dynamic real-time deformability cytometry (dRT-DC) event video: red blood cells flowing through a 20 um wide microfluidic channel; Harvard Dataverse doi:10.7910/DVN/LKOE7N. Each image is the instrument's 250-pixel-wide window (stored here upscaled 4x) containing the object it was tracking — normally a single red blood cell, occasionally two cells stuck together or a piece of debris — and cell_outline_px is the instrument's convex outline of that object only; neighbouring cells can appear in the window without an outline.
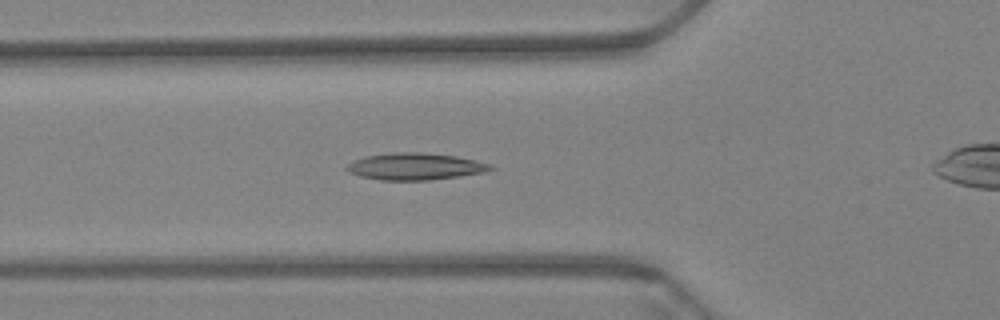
{"species": "Egyptian fruit bat (a non-hibernating species)", "species_latin": "Rousettus aegyptiacus", "temperature_condition": "warm", "stored_images_in_passage": 41, "camera_frame_rate_fps": 3000, "um_per_image_px": 0.085, "animal": {"sex": "female"}, "frame": {"image": 1, "passage_image": 7, "time_ms": 2.0, "image_size_px": [1000, 320], "cell_outline_px": [[496, 168], [484, 172], [460, 176], [428, 180], [380, 180], [360, 176], [348, 172], [344, 168], [348, 164], [364, 156], [392, 152], [420, 152], [456, 156], [488, 164]], "centroid_in_image_um": [35.24, 14.15], "position_along_channel_um": 90.6, "area_um2": 22.37}}
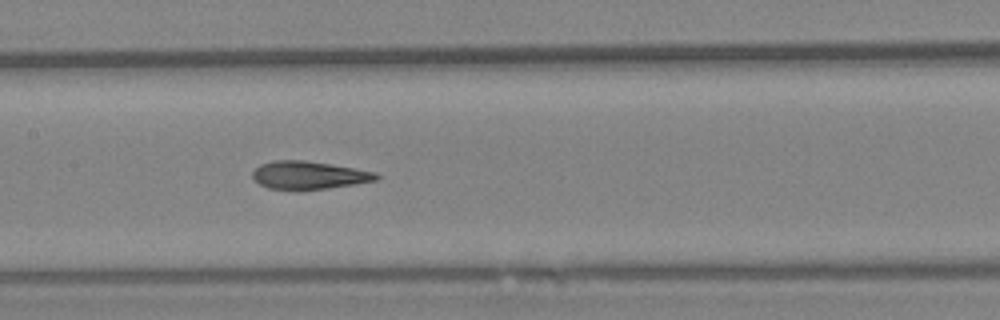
{"frame": {"image": 2, "passage_image": 15, "time_ms": 4.667, "image_size_px": [1000, 320], "cell_outline_px": [[380, 176], [376, 180], [328, 188], [268, 188], [260, 184], [252, 176], [252, 172], [260, 164], [276, 160], [304, 160], [376, 172]], "centroid_in_image_um": [26.24, 14.87], "position_along_channel_um": 181.2, "area_um2": 19.42}}
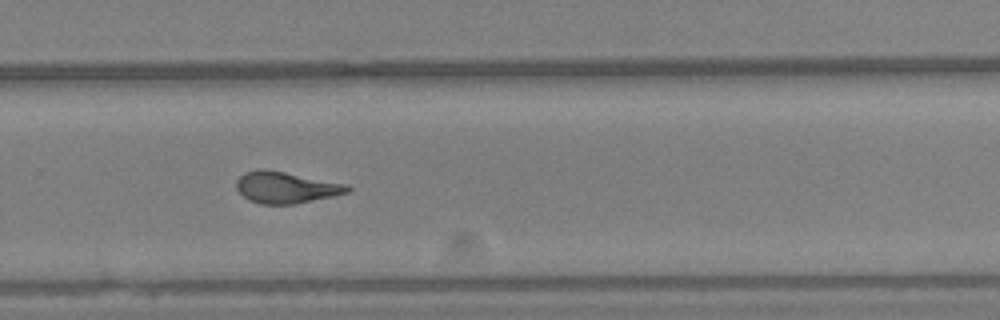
{"frame": {"image": 3, "passage_image": 26, "time_ms": 8.333, "image_size_px": [1000, 320], "cell_outline_px": [[352, 188], [348, 192], [332, 196], [292, 204], [260, 204], [248, 200], [236, 188], [236, 180], [244, 172], [260, 168], [264, 168], [344, 184]], "centroid_in_image_um": [24.23, 15.93], "position_along_channel_um": 305.6, "area_um2": 20.06}, "authors_computed_cell_mechanics": {"area_um2": 20.0566, "velocity_mm_per_s": 3.3944, "shape_relaxation_time_tau1_ms": null, "shape_relaxation_time_tau2_ms": 2.1857, "deformation_change_tau1": null, "deformation_change_tau2": 0.1083}}